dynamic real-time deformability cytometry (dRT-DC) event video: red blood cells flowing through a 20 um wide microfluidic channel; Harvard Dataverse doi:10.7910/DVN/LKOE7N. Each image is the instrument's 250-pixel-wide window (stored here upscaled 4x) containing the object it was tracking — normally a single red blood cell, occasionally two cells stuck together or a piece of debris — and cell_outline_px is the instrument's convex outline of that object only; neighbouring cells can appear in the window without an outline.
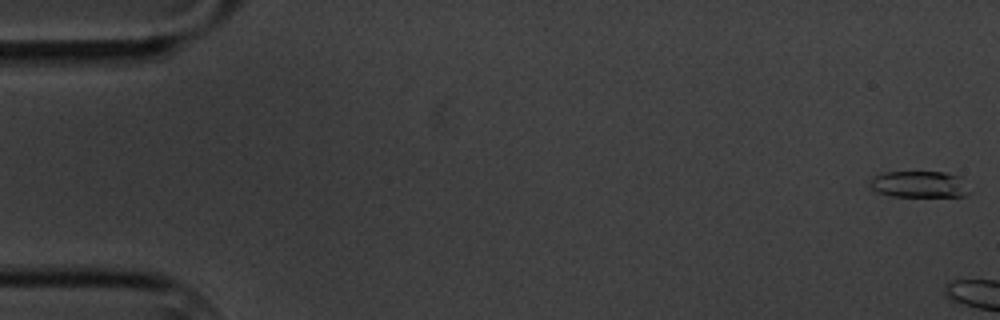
{"species": "common noctule bat (a hibernating species)", "species_latin": "Nyctalus noctula", "temperature_condition": "cold", "stored_images_in_passage": 8, "camera_frame_rate_fps": 3000, "um_per_image_px": 0.085, "animal": {"sex": "male", "body_mass_g": 20.1, "forearm_length_mm": 53.5}, "frame": {"image": 1, "passage_image": 1, "time_ms": 0.0, "image_size_px": [1000, 320], "cell_outline_px": [[972, 192], [964, 196], [892, 196], [876, 192], [872, 188], [872, 176], [880, 172], [944, 172], [960, 176]], "centroid_in_image_um": [78.17, 15.66], "position_along_channel_um": 6.8, "area_um2": 15.43}}